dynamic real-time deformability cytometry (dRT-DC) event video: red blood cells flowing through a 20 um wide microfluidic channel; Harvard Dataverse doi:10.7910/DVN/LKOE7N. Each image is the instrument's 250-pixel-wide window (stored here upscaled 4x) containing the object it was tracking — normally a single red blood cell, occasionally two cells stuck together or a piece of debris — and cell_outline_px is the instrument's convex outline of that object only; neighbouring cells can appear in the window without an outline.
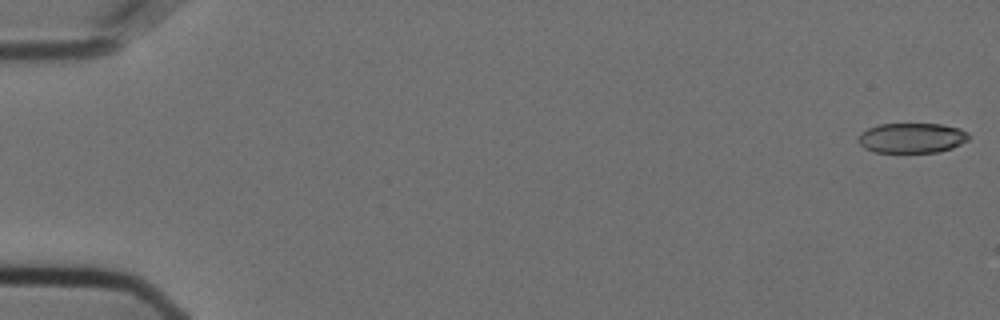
{"species": "Egyptian fruit bat (a non-hibernating species)", "species_latin": "Rousettus aegyptiacus", "temperature_condition": "cold", "stored_images_in_passage": 55, "camera_frame_rate_fps": 3000, "um_per_image_px": 0.085, "animal": {"sex": "female"}, "frame": {"image": 1, "passage_image": 1, "time_ms": 0.0, "image_size_px": [1000, 320], "cell_outline_px": [[968, 140], [952, 148], [936, 152], [872, 152], [864, 148], [860, 144], [860, 132], [868, 128], [880, 124], [940, 124], [960, 128], [968, 132]], "centroid_in_image_um": [77.51, 11.72], "position_along_channel_um": 7.5, "area_um2": 19.25}}
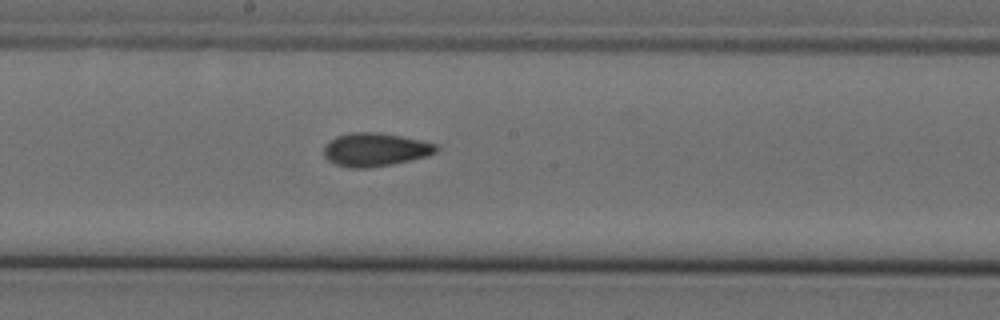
{"frame": {"image": 2, "passage_image": 31, "time_ms": 10.0, "image_size_px": [1000, 320], "cell_outline_px": [[440, 148], [436, 152], [428, 156], [392, 164], [368, 168], [348, 168], [336, 164], [328, 160], [324, 156], [324, 148], [328, 140], [336, 136], [348, 132], [376, 132], [400, 136], [420, 140], [436, 144]], "centroid_in_image_um": [31.87, 12.71], "position_along_channel_um": 216.3, "area_um2": 21.96}}
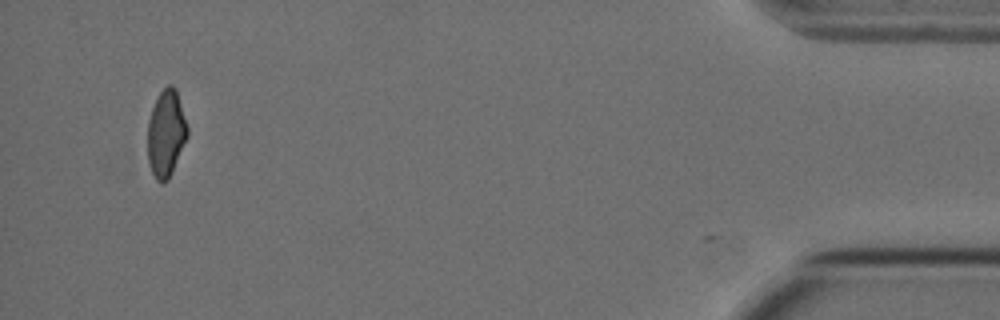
{"frame": {"image": 3, "passage_image": 54, "time_ms": 17.667, "image_size_px": [1000, 320], "cell_outline_px": [[188, 136], [172, 172], [168, 180], [160, 184], [156, 180], [148, 164], [148, 120], [152, 108], [160, 92], [168, 84], [172, 84], [176, 88], [188, 128]], "centroid_in_image_um": [14.11, 11.35], "position_along_channel_um": 421.1, "area_um2": 20.17}, "authors_computed_cell_mechanics": {"area_um2": 21.1548, "velocity_mm_per_s": 3.6245, "shape_relaxation_time_tau1_ms": null, "shape_relaxation_time_tau2_ms": 2.798, "deformation_change_tau1": null, "deformation_change_tau2": 0.0886}}